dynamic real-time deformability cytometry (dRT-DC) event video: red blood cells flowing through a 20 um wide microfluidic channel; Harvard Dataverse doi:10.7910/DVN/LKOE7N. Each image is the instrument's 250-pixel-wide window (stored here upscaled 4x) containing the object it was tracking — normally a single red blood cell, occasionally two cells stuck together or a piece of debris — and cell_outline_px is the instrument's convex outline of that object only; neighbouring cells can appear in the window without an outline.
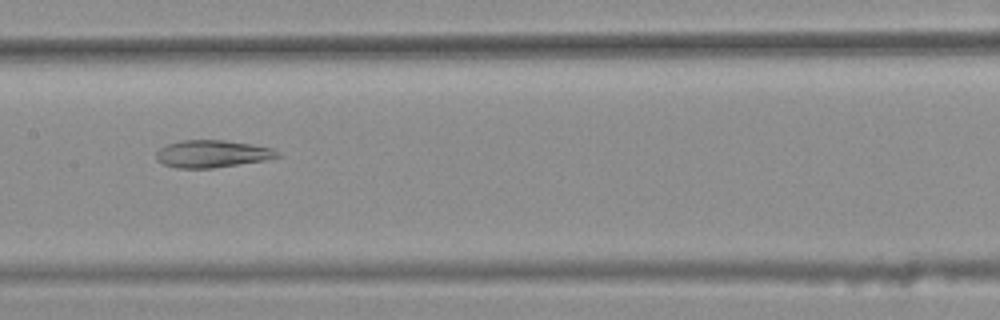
{"species": "common noctule bat (a hibernating species)", "species_latin": "Nyctalus noctula", "temperature_condition": "warm", "stored_images_in_passage": 34, "camera_frame_rate_fps": 3000, "um_per_image_px": 0.085, "animal": {"sex": "female", "body_mass_g": 25.1}, "frame": {"image": 1, "passage_image": 13, "time_ms": 4.0, "image_size_px": [1000, 320], "cell_outline_px": [[280, 156], [264, 160], [212, 168], [176, 168], [164, 164], [156, 160], [156, 152], [160, 148], [168, 144], [180, 140], [224, 140], [252, 144], [272, 148], [280, 152]], "centroid_in_image_um": [18.02, 13.07], "position_along_channel_um": 189.4, "area_um2": 19.25}}
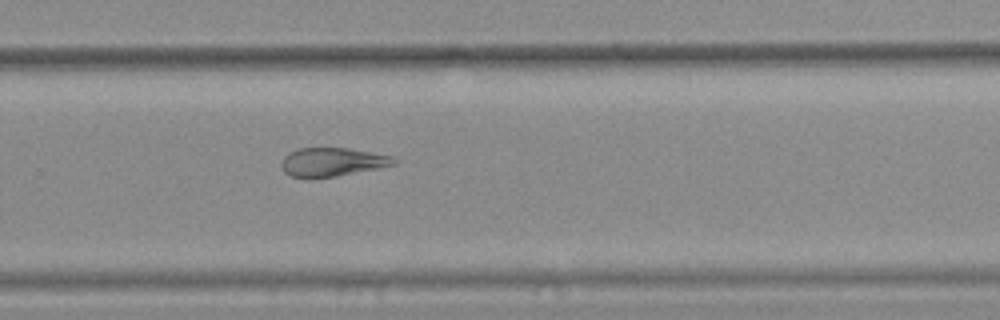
{"frame": {"image": 2, "passage_image": 22, "time_ms": 7.0, "image_size_px": [1000, 320], "cell_outline_px": [[400, 164], [336, 176], [292, 176], [284, 172], [280, 164], [284, 156], [288, 152], [296, 148], [348, 148], [392, 156], [400, 160]], "centroid_in_image_um": [28.3, 13.74], "position_along_channel_um": 301.5, "area_um2": 18.67}}
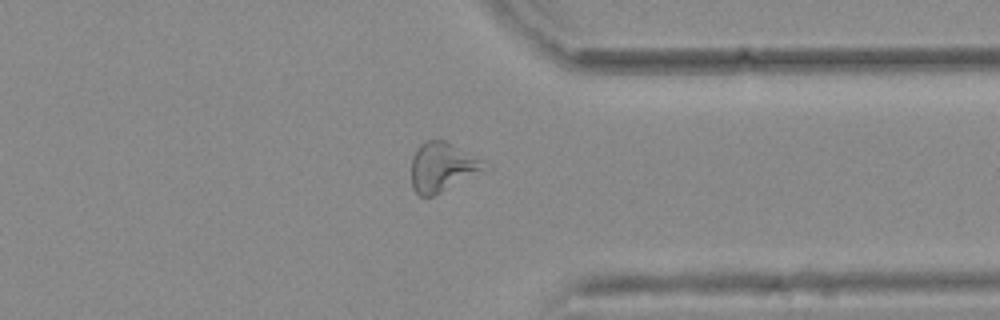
{"frame": {"image": 3, "passage_image": 28, "time_ms": 9.0, "image_size_px": [1000, 320], "cell_outline_px": [[492, 168], [484, 172], [432, 196], [420, 196], [412, 188], [412, 156], [416, 148], [420, 144], [428, 140], [444, 140], [484, 160]], "centroid_in_image_um": [37.65, 14.2], "position_along_channel_um": 373.8, "area_um2": 21.21}, "authors_computed_cell_mechanics": {"area_um2": 20.4323, "velocity_mm_per_s": 3.7513, "shape_relaxation_time_tau1_ms": null, "shape_relaxation_time_tau2_ms": 2.6596, "deformation_change_tau1": null, "deformation_change_tau2": 0.1167}}